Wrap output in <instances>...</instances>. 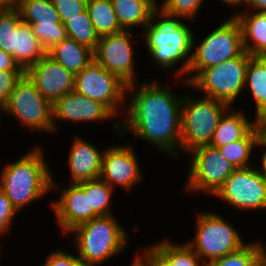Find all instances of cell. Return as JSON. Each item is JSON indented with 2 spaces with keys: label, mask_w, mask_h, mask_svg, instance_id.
I'll return each mask as SVG.
<instances>
[{
  "label": "cell",
  "mask_w": 266,
  "mask_h": 266,
  "mask_svg": "<svg viewBox=\"0 0 266 266\" xmlns=\"http://www.w3.org/2000/svg\"><path fill=\"white\" fill-rule=\"evenodd\" d=\"M133 33L121 31L115 34L100 36L94 60L108 72L116 74L127 85L140 82L136 77L134 66ZM137 79V80H136Z\"/></svg>",
  "instance_id": "4fadbf2b"
},
{
  "label": "cell",
  "mask_w": 266,
  "mask_h": 266,
  "mask_svg": "<svg viewBox=\"0 0 266 266\" xmlns=\"http://www.w3.org/2000/svg\"><path fill=\"white\" fill-rule=\"evenodd\" d=\"M0 71L24 72L15 62L13 56L0 49Z\"/></svg>",
  "instance_id": "f35d334b"
},
{
  "label": "cell",
  "mask_w": 266,
  "mask_h": 266,
  "mask_svg": "<svg viewBox=\"0 0 266 266\" xmlns=\"http://www.w3.org/2000/svg\"><path fill=\"white\" fill-rule=\"evenodd\" d=\"M43 153L40 146H35L22 158L7 163L0 172V189L17 212L59 188Z\"/></svg>",
  "instance_id": "3957f363"
},
{
  "label": "cell",
  "mask_w": 266,
  "mask_h": 266,
  "mask_svg": "<svg viewBox=\"0 0 266 266\" xmlns=\"http://www.w3.org/2000/svg\"><path fill=\"white\" fill-rule=\"evenodd\" d=\"M47 55L42 43L36 38L32 26L21 22L17 30H13V58L25 72Z\"/></svg>",
  "instance_id": "44dd1931"
},
{
  "label": "cell",
  "mask_w": 266,
  "mask_h": 266,
  "mask_svg": "<svg viewBox=\"0 0 266 266\" xmlns=\"http://www.w3.org/2000/svg\"><path fill=\"white\" fill-rule=\"evenodd\" d=\"M22 22L18 8L13 5L0 6V49L13 56V30Z\"/></svg>",
  "instance_id": "1f68e13d"
},
{
  "label": "cell",
  "mask_w": 266,
  "mask_h": 266,
  "mask_svg": "<svg viewBox=\"0 0 266 266\" xmlns=\"http://www.w3.org/2000/svg\"><path fill=\"white\" fill-rule=\"evenodd\" d=\"M15 6L22 21L32 26L36 38L48 52L67 39V31L52 0H19Z\"/></svg>",
  "instance_id": "5bb4252c"
},
{
  "label": "cell",
  "mask_w": 266,
  "mask_h": 266,
  "mask_svg": "<svg viewBox=\"0 0 266 266\" xmlns=\"http://www.w3.org/2000/svg\"><path fill=\"white\" fill-rule=\"evenodd\" d=\"M214 196L239 210L266 209L265 176L258 166L235 169Z\"/></svg>",
  "instance_id": "7c38bea8"
},
{
  "label": "cell",
  "mask_w": 266,
  "mask_h": 266,
  "mask_svg": "<svg viewBox=\"0 0 266 266\" xmlns=\"http://www.w3.org/2000/svg\"><path fill=\"white\" fill-rule=\"evenodd\" d=\"M50 207L63 235H67L77 225L98 216L93 210H89L88 194H85L77 183L65 187L58 200L51 202Z\"/></svg>",
  "instance_id": "ac0fdd59"
},
{
  "label": "cell",
  "mask_w": 266,
  "mask_h": 266,
  "mask_svg": "<svg viewBox=\"0 0 266 266\" xmlns=\"http://www.w3.org/2000/svg\"><path fill=\"white\" fill-rule=\"evenodd\" d=\"M196 217L195 239L186 243L206 265L246 244L237 228L222 215L205 211Z\"/></svg>",
  "instance_id": "52a82bcc"
},
{
  "label": "cell",
  "mask_w": 266,
  "mask_h": 266,
  "mask_svg": "<svg viewBox=\"0 0 266 266\" xmlns=\"http://www.w3.org/2000/svg\"><path fill=\"white\" fill-rule=\"evenodd\" d=\"M126 89V83L95 60L74 76V91L101 102L116 117L124 116L125 111L120 110V106H126Z\"/></svg>",
  "instance_id": "30bf717a"
},
{
  "label": "cell",
  "mask_w": 266,
  "mask_h": 266,
  "mask_svg": "<svg viewBox=\"0 0 266 266\" xmlns=\"http://www.w3.org/2000/svg\"><path fill=\"white\" fill-rule=\"evenodd\" d=\"M126 231L111 214L83 222L67 235H74L76 254L80 261L98 266L125 250L130 240Z\"/></svg>",
  "instance_id": "277c9868"
},
{
  "label": "cell",
  "mask_w": 266,
  "mask_h": 266,
  "mask_svg": "<svg viewBox=\"0 0 266 266\" xmlns=\"http://www.w3.org/2000/svg\"><path fill=\"white\" fill-rule=\"evenodd\" d=\"M152 266H166L148 247L141 254Z\"/></svg>",
  "instance_id": "ab89813d"
},
{
  "label": "cell",
  "mask_w": 266,
  "mask_h": 266,
  "mask_svg": "<svg viewBox=\"0 0 266 266\" xmlns=\"http://www.w3.org/2000/svg\"><path fill=\"white\" fill-rule=\"evenodd\" d=\"M19 0H10V4L15 5Z\"/></svg>",
  "instance_id": "7dc6e473"
},
{
  "label": "cell",
  "mask_w": 266,
  "mask_h": 266,
  "mask_svg": "<svg viewBox=\"0 0 266 266\" xmlns=\"http://www.w3.org/2000/svg\"><path fill=\"white\" fill-rule=\"evenodd\" d=\"M137 156L131 144L109 146L104 149L99 178L114 190L119 186L130 192L143 178Z\"/></svg>",
  "instance_id": "9a60e30c"
},
{
  "label": "cell",
  "mask_w": 266,
  "mask_h": 266,
  "mask_svg": "<svg viewBox=\"0 0 266 266\" xmlns=\"http://www.w3.org/2000/svg\"><path fill=\"white\" fill-rule=\"evenodd\" d=\"M78 135L74 137L67 159L70 183H79L99 178L104 150L99 151L93 143Z\"/></svg>",
  "instance_id": "d6986e66"
},
{
  "label": "cell",
  "mask_w": 266,
  "mask_h": 266,
  "mask_svg": "<svg viewBox=\"0 0 266 266\" xmlns=\"http://www.w3.org/2000/svg\"><path fill=\"white\" fill-rule=\"evenodd\" d=\"M244 51L241 27L237 19L231 15L230 18L221 21V24L197 46L195 36L193 37L186 81L190 83L203 69L236 58Z\"/></svg>",
  "instance_id": "5b68a950"
},
{
  "label": "cell",
  "mask_w": 266,
  "mask_h": 266,
  "mask_svg": "<svg viewBox=\"0 0 266 266\" xmlns=\"http://www.w3.org/2000/svg\"><path fill=\"white\" fill-rule=\"evenodd\" d=\"M233 16L241 27L244 50L251 56L266 57V12L243 10Z\"/></svg>",
  "instance_id": "ffe728a7"
},
{
  "label": "cell",
  "mask_w": 266,
  "mask_h": 266,
  "mask_svg": "<svg viewBox=\"0 0 266 266\" xmlns=\"http://www.w3.org/2000/svg\"><path fill=\"white\" fill-rule=\"evenodd\" d=\"M247 1L248 0H221V2H223L224 4H227V5L231 6V7L234 6V8H235V6L239 8V6H241V4H242V7L244 5H245L244 7H246L247 6Z\"/></svg>",
  "instance_id": "7bdbcfd3"
},
{
  "label": "cell",
  "mask_w": 266,
  "mask_h": 266,
  "mask_svg": "<svg viewBox=\"0 0 266 266\" xmlns=\"http://www.w3.org/2000/svg\"><path fill=\"white\" fill-rule=\"evenodd\" d=\"M263 153H261L262 157H261V164H262V167H258V169L262 172V174L264 176H266V150L265 151H262Z\"/></svg>",
  "instance_id": "ee69618b"
},
{
  "label": "cell",
  "mask_w": 266,
  "mask_h": 266,
  "mask_svg": "<svg viewBox=\"0 0 266 266\" xmlns=\"http://www.w3.org/2000/svg\"><path fill=\"white\" fill-rule=\"evenodd\" d=\"M113 120L116 116L101 102L80 95L76 91H71L52 104V122L54 133L57 128L56 119L78 123H89Z\"/></svg>",
  "instance_id": "2e32d148"
},
{
  "label": "cell",
  "mask_w": 266,
  "mask_h": 266,
  "mask_svg": "<svg viewBox=\"0 0 266 266\" xmlns=\"http://www.w3.org/2000/svg\"><path fill=\"white\" fill-rule=\"evenodd\" d=\"M75 266H95V265H92V264H88V263L79 261Z\"/></svg>",
  "instance_id": "f6af8a7d"
},
{
  "label": "cell",
  "mask_w": 266,
  "mask_h": 266,
  "mask_svg": "<svg viewBox=\"0 0 266 266\" xmlns=\"http://www.w3.org/2000/svg\"><path fill=\"white\" fill-rule=\"evenodd\" d=\"M166 266H206L202 259L185 242L176 244L163 239L147 246Z\"/></svg>",
  "instance_id": "d4e9b609"
},
{
  "label": "cell",
  "mask_w": 266,
  "mask_h": 266,
  "mask_svg": "<svg viewBox=\"0 0 266 266\" xmlns=\"http://www.w3.org/2000/svg\"><path fill=\"white\" fill-rule=\"evenodd\" d=\"M47 55L74 75L94 60L92 50L70 38L52 47Z\"/></svg>",
  "instance_id": "cb8c5ba5"
},
{
  "label": "cell",
  "mask_w": 266,
  "mask_h": 266,
  "mask_svg": "<svg viewBox=\"0 0 266 266\" xmlns=\"http://www.w3.org/2000/svg\"><path fill=\"white\" fill-rule=\"evenodd\" d=\"M24 73L0 71V110L7 104L16 82Z\"/></svg>",
  "instance_id": "d590c367"
},
{
  "label": "cell",
  "mask_w": 266,
  "mask_h": 266,
  "mask_svg": "<svg viewBox=\"0 0 266 266\" xmlns=\"http://www.w3.org/2000/svg\"><path fill=\"white\" fill-rule=\"evenodd\" d=\"M253 129L256 135V146L266 149V113L255 115Z\"/></svg>",
  "instance_id": "74e56055"
},
{
  "label": "cell",
  "mask_w": 266,
  "mask_h": 266,
  "mask_svg": "<svg viewBox=\"0 0 266 266\" xmlns=\"http://www.w3.org/2000/svg\"><path fill=\"white\" fill-rule=\"evenodd\" d=\"M9 4H10V0H0V6H5Z\"/></svg>",
  "instance_id": "bcb514c9"
},
{
  "label": "cell",
  "mask_w": 266,
  "mask_h": 266,
  "mask_svg": "<svg viewBox=\"0 0 266 266\" xmlns=\"http://www.w3.org/2000/svg\"><path fill=\"white\" fill-rule=\"evenodd\" d=\"M122 30L132 31L149 24L153 11L158 7L152 0H111Z\"/></svg>",
  "instance_id": "603a6c76"
},
{
  "label": "cell",
  "mask_w": 266,
  "mask_h": 266,
  "mask_svg": "<svg viewBox=\"0 0 266 266\" xmlns=\"http://www.w3.org/2000/svg\"><path fill=\"white\" fill-rule=\"evenodd\" d=\"M156 5H158V1L157 0H152ZM162 1H164V0H162Z\"/></svg>",
  "instance_id": "681fc988"
},
{
  "label": "cell",
  "mask_w": 266,
  "mask_h": 266,
  "mask_svg": "<svg viewBox=\"0 0 266 266\" xmlns=\"http://www.w3.org/2000/svg\"><path fill=\"white\" fill-rule=\"evenodd\" d=\"M142 251L137 252L134 256V260L133 262L137 265V266H152L142 255L141 253ZM140 253V254H139Z\"/></svg>",
  "instance_id": "b9f144b4"
},
{
  "label": "cell",
  "mask_w": 266,
  "mask_h": 266,
  "mask_svg": "<svg viewBox=\"0 0 266 266\" xmlns=\"http://www.w3.org/2000/svg\"><path fill=\"white\" fill-rule=\"evenodd\" d=\"M266 261V245L247 242L239 250L209 262L206 266H261Z\"/></svg>",
  "instance_id": "4316f807"
},
{
  "label": "cell",
  "mask_w": 266,
  "mask_h": 266,
  "mask_svg": "<svg viewBox=\"0 0 266 266\" xmlns=\"http://www.w3.org/2000/svg\"><path fill=\"white\" fill-rule=\"evenodd\" d=\"M2 112L19 120L22 126L32 132L54 133L52 104L41 95L25 73L16 82Z\"/></svg>",
  "instance_id": "9c48e42d"
},
{
  "label": "cell",
  "mask_w": 266,
  "mask_h": 266,
  "mask_svg": "<svg viewBox=\"0 0 266 266\" xmlns=\"http://www.w3.org/2000/svg\"><path fill=\"white\" fill-rule=\"evenodd\" d=\"M245 10L266 12V0H248Z\"/></svg>",
  "instance_id": "60d3db41"
},
{
  "label": "cell",
  "mask_w": 266,
  "mask_h": 266,
  "mask_svg": "<svg viewBox=\"0 0 266 266\" xmlns=\"http://www.w3.org/2000/svg\"><path fill=\"white\" fill-rule=\"evenodd\" d=\"M251 57L244 51L236 58L205 68L189 83V87L232 107L245 90L246 70Z\"/></svg>",
  "instance_id": "ba28073f"
},
{
  "label": "cell",
  "mask_w": 266,
  "mask_h": 266,
  "mask_svg": "<svg viewBox=\"0 0 266 266\" xmlns=\"http://www.w3.org/2000/svg\"><path fill=\"white\" fill-rule=\"evenodd\" d=\"M130 266H137V265L132 261Z\"/></svg>",
  "instance_id": "c3c4849f"
},
{
  "label": "cell",
  "mask_w": 266,
  "mask_h": 266,
  "mask_svg": "<svg viewBox=\"0 0 266 266\" xmlns=\"http://www.w3.org/2000/svg\"><path fill=\"white\" fill-rule=\"evenodd\" d=\"M245 89L256 103V114L266 113V57L252 56L246 70Z\"/></svg>",
  "instance_id": "484cf974"
},
{
  "label": "cell",
  "mask_w": 266,
  "mask_h": 266,
  "mask_svg": "<svg viewBox=\"0 0 266 266\" xmlns=\"http://www.w3.org/2000/svg\"><path fill=\"white\" fill-rule=\"evenodd\" d=\"M254 147H256V135L254 129H252L243 139L234 141L218 149L232 166L238 169L252 166L250 158L253 155Z\"/></svg>",
  "instance_id": "4dcf8cb0"
},
{
  "label": "cell",
  "mask_w": 266,
  "mask_h": 266,
  "mask_svg": "<svg viewBox=\"0 0 266 266\" xmlns=\"http://www.w3.org/2000/svg\"><path fill=\"white\" fill-rule=\"evenodd\" d=\"M85 194H88L89 210H93L98 216L111 215L112 192L115 191L104 180L97 178L77 183Z\"/></svg>",
  "instance_id": "f1b7e54d"
},
{
  "label": "cell",
  "mask_w": 266,
  "mask_h": 266,
  "mask_svg": "<svg viewBox=\"0 0 266 266\" xmlns=\"http://www.w3.org/2000/svg\"><path fill=\"white\" fill-rule=\"evenodd\" d=\"M228 108L217 99L183 95L180 151L188 154L197 147L210 145L219 119Z\"/></svg>",
  "instance_id": "8992f818"
},
{
  "label": "cell",
  "mask_w": 266,
  "mask_h": 266,
  "mask_svg": "<svg viewBox=\"0 0 266 266\" xmlns=\"http://www.w3.org/2000/svg\"><path fill=\"white\" fill-rule=\"evenodd\" d=\"M180 18L169 15L157 7L152 13L149 24L142 31L153 64L156 63V66L166 71L177 68L174 71L176 76H179L177 82L182 79L181 84L189 86L186 74L191 61L194 31L182 21L183 18Z\"/></svg>",
  "instance_id": "7a4b0ae2"
},
{
  "label": "cell",
  "mask_w": 266,
  "mask_h": 266,
  "mask_svg": "<svg viewBox=\"0 0 266 266\" xmlns=\"http://www.w3.org/2000/svg\"><path fill=\"white\" fill-rule=\"evenodd\" d=\"M86 10L100 36L123 31L111 0H87Z\"/></svg>",
  "instance_id": "83f0119b"
},
{
  "label": "cell",
  "mask_w": 266,
  "mask_h": 266,
  "mask_svg": "<svg viewBox=\"0 0 266 266\" xmlns=\"http://www.w3.org/2000/svg\"><path fill=\"white\" fill-rule=\"evenodd\" d=\"M52 3L64 24L86 10L87 0H52Z\"/></svg>",
  "instance_id": "836d02e7"
},
{
  "label": "cell",
  "mask_w": 266,
  "mask_h": 266,
  "mask_svg": "<svg viewBox=\"0 0 266 266\" xmlns=\"http://www.w3.org/2000/svg\"><path fill=\"white\" fill-rule=\"evenodd\" d=\"M205 0H164L158 5L165 13L179 16L184 20H194Z\"/></svg>",
  "instance_id": "d6a6232c"
},
{
  "label": "cell",
  "mask_w": 266,
  "mask_h": 266,
  "mask_svg": "<svg viewBox=\"0 0 266 266\" xmlns=\"http://www.w3.org/2000/svg\"><path fill=\"white\" fill-rule=\"evenodd\" d=\"M252 129L253 120L244 111L229 107L219 119L210 146L219 148L243 139Z\"/></svg>",
  "instance_id": "7402d4cb"
},
{
  "label": "cell",
  "mask_w": 266,
  "mask_h": 266,
  "mask_svg": "<svg viewBox=\"0 0 266 266\" xmlns=\"http://www.w3.org/2000/svg\"><path fill=\"white\" fill-rule=\"evenodd\" d=\"M80 259L63 249L52 251L41 266H75Z\"/></svg>",
  "instance_id": "8d00e7d4"
},
{
  "label": "cell",
  "mask_w": 266,
  "mask_h": 266,
  "mask_svg": "<svg viewBox=\"0 0 266 266\" xmlns=\"http://www.w3.org/2000/svg\"><path fill=\"white\" fill-rule=\"evenodd\" d=\"M67 36L81 45L86 46L93 52L96 50L100 35L96 32L95 27L89 17L87 10L75 18L64 23Z\"/></svg>",
  "instance_id": "f546056e"
},
{
  "label": "cell",
  "mask_w": 266,
  "mask_h": 266,
  "mask_svg": "<svg viewBox=\"0 0 266 266\" xmlns=\"http://www.w3.org/2000/svg\"><path fill=\"white\" fill-rule=\"evenodd\" d=\"M190 164L184 191L204 192L213 196L235 171L218 148L205 145L188 153Z\"/></svg>",
  "instance_id": "8fae6325"
},
{
  "label": "cell",
  "mask_w": 266,
  "mask_h": 266,
  "mask_svg": "<svg viewBox=\"0 0 266 266\" xmlns=\"http://www.w3.org/2000/svg\"><path fill=\"white\" fill-rule=\"evenodd\" d=\"M17 210L12 205L6 194L0 189V234H7L14 225L13 219L17 214Z\"/></svg>",
  "instance_id": "e575fe53"
},
{
  "label": "cell",
  "mask_w": 266,
  "mask_h": 266,
  "mask_svg": "<svg viewBox=\"0 0 266 266\" xmlns=\"http://www.w3.org/2000/svg\"><path fill=\"white\" fill-rule=\"evenodd\" d=\"M25 74L51 104L74 90V74L48 55L29 67Z\"/></svg>",
  "instance_id": "e0dca14e"
},
{
  "label": "cell",
  "mask_w": 266,
  "mask_h": 266,
  "mask_svg": "<svg viewBox=\"0 0 266 266\" xmlns=\"http://www.w3.org/2000/svg\"><path fill=\"white\" fill-rule=\"evenodd\" d=\"M157 81L153 79L127 85L126 97L129 100L123 108L124 120L115 121L112 127L116 133L119 132L117 136L120 138L129 131L134 137L157 147L155 149L164 155L178 159L181 157L178 150L183 95L179 96L169 86Z\"/></svg>",
  "instance_id": "6da1fadb"
}]
</instances>
